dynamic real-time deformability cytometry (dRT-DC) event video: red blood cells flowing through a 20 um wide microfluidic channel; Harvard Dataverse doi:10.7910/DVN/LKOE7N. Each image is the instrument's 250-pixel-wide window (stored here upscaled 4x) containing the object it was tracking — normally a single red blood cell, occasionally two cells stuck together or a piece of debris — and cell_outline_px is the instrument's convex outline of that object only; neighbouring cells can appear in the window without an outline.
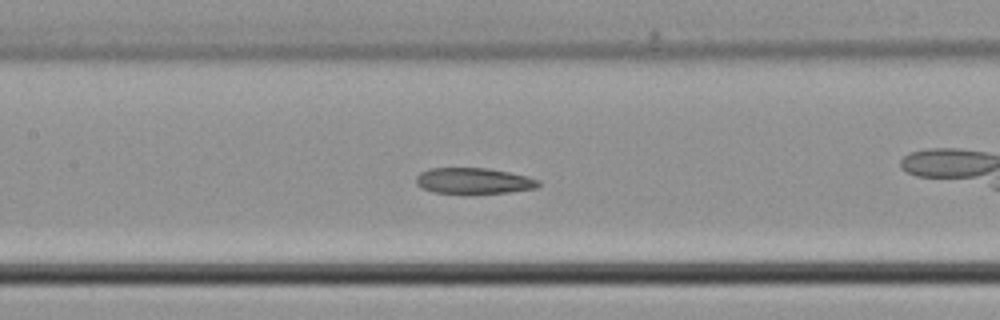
{"species": "common noctule bat (a hibernating species)", "species_latin": "Nyctalus noctula", "temperature_condition": "cold", "stored_images_in_passage": 32, "camera_frame_rate_fps": 3000, "um_per_image_px": 0.085, "animal": {"sex": "male", "body_mass_g": 21.5, "forearm_length_mm": 52.0}, "frame": {"image": 1, "passage_image": 10, "time_ms": 3.0, "image_size_px": [1000, 320], "cell_outline_px": [[540, 184], [536, 188], [508, 192], [472, 196], [432, 192], [420, 188], [416, 184], [416, 176], [420, 172], [428, 168], [488, 168], [528, 176], [540, 180]], "centroid_in_image_um": [40.22, 15.41], "position_along_channel_um": 167.2, "area_um2": 19.36}}